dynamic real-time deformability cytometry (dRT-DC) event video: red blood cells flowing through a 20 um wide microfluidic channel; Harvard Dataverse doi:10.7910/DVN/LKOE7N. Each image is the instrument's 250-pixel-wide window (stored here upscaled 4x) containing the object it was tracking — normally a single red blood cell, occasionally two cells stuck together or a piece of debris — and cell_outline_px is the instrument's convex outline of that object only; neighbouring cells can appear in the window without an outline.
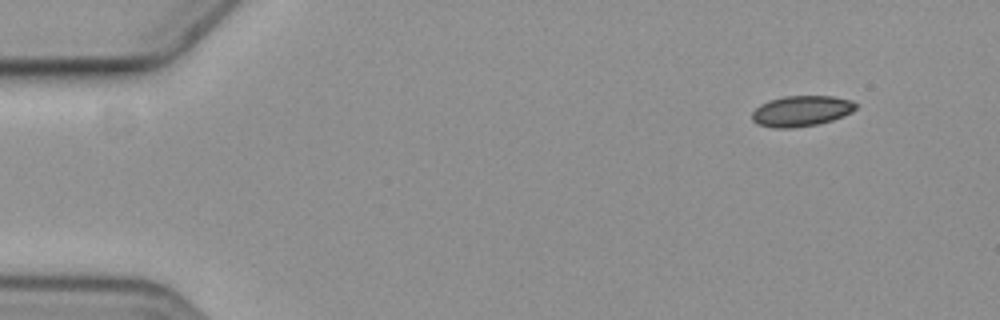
{"species": "common noctule bat (a hibernating species)", "species_latin": "Nyctalus noctula", "temperature_condition": "cold", "stored_images_in_passage": 5, "camera_frame_rate_fps": 3000, "um_per_image_px": 0.085, "animal": {"sex": "female", "body_mass_g": 19.3, "forearm_length_mm": 54.1}, "frame": {"image": 1, "passage_image": 1, "time_ms": 0.0, "image_size_px": [1000, 320], "cell_outline_px": [[856, 108], [852, 112], [844, 116], [832, 120], [816, 124], [792, 128], [772, 128], [756, 124], [752, 120], [752, 112], [760, 104], [768, 100], [784, 96], [832, 96], [852, 100], [856, 104]], "centroid_in_image_um": [68.09, 9.43], "position_along_channel_um": 16.9, "area_um2": 18.67}}
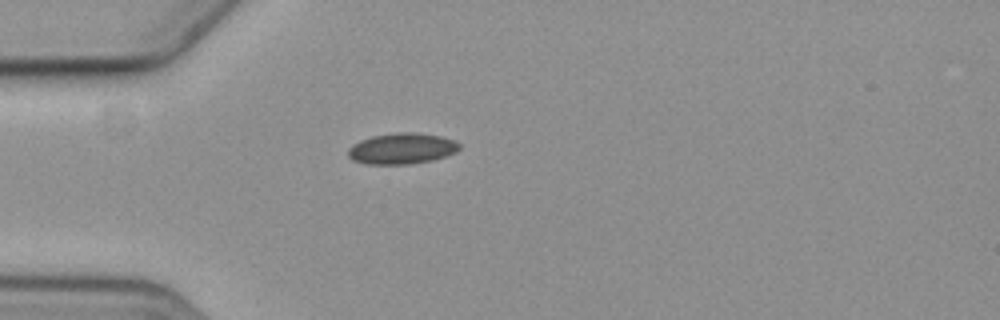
{"frame": {"image": 2, "passage_image": 4, "time_ms": 3.667, "image_size_px": [1000, 320], "cell_outline_px": [[460, 148], [456, 152], [432, 160], [408, 164], [368, 164], [352, 160], [348, 156], [348, 148], [352, 144], [360, 140], [372, 136], [396, 132], [416, 132], [440, 136], [452, 140], [460, 144]], "centroid_in_image_um": [34.12, 12.62], "position_along_channel_um": 50.9, "area_um2": 20.06}}